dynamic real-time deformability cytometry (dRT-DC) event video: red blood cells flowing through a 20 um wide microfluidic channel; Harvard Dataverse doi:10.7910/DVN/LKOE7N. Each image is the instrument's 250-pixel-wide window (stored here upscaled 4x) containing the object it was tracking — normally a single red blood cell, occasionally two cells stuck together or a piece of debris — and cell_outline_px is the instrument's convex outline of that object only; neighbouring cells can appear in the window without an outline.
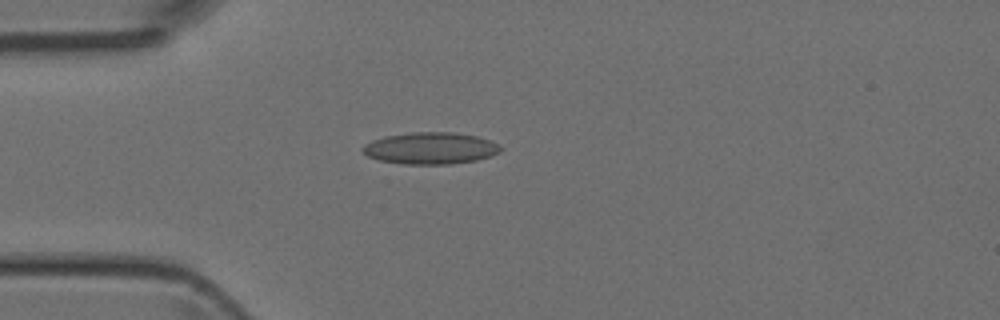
{"species": "Egyptian fruit bat (a non-hibernating species)", "species_latin": "Rousettus aegyptiacus", "temperature_condition": "room temperature", "stored_images_in_passage": 41, "camera_frame_rate_fps": 3000, "um_per_image_px": 0.085, "animal": {"sex": "female"}, "frame": {"image": 1, "passage_image": 11, "time_ms": 3.333, "image_size_px": [1000, 320], "cell_outline_px": [[504, 148], [500, 152], [492, 156], [476, 160], [448, 164], [404, 164], [380, 160], [368, 156], [360, 148], [364, 144], [372, 140], [384, 136], [412, 132], [452, 132], [476, 136], [500, 144]], "centroid_in_image_um": [36.6, 12.59], "position_along_channel_um": 48.4, "area_um2": 25.61}}
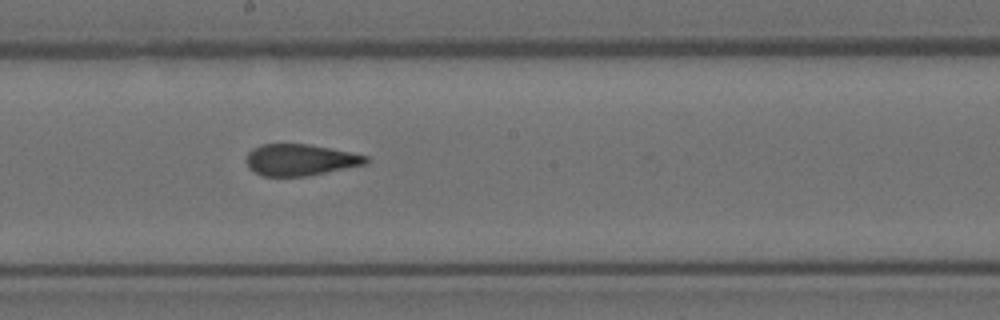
{"frame": {"image": 2, "passage_image": 24, "time_ms": 7.667, "image_size_px": [1000, 320], "cell_outline_px": [[372, 160], [368, 164], [304, 176], [264, 176], [248, 168], [244, 160], [248, 152], [252, 148], [260, 144], [308, 144], [368, 156]], "centroid_in_image_um": [25.5, 13.58], "position_along_channel_um": 222.7, "area_um2": 21.96}}
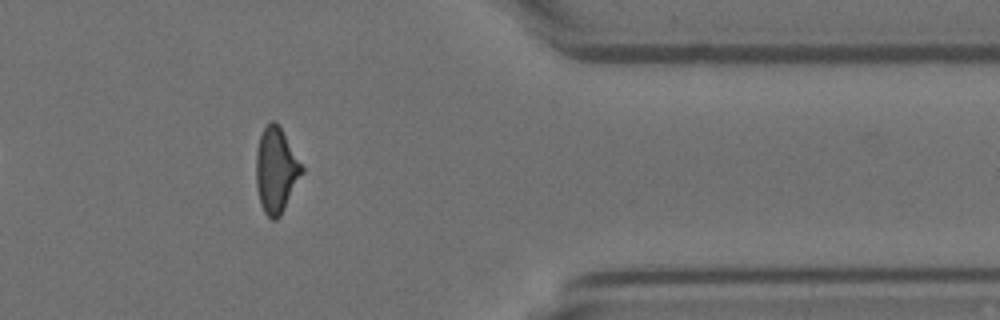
{"frame": {"image": 3, "passage_image": 37, "time_ms": 12.0, "image_size_px": [1000, 320], "cell_outline_px": [[304, 172], [280, 216], [276, 220], [272, 220], [264, 212], [260, 204], [256, 184], [256, 152], [260, 136], [264, 128], [272, 120], [276, 120], [304, 168]], "centroid_in_image_um": [23.46, 14.48], "position_along_channel_um": 387.9, "area_um2": 22.66}}